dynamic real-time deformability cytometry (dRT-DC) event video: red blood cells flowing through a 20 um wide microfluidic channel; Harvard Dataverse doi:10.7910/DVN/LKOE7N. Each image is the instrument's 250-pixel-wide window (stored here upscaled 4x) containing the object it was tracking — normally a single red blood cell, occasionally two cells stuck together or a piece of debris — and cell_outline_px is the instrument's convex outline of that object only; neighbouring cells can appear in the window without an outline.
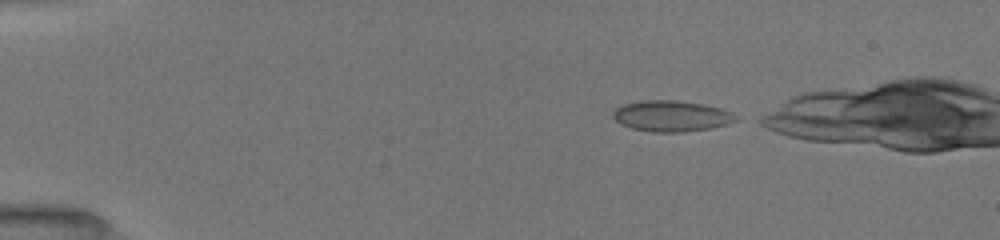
{"species": "common noctule bat (a hibernating species)", "species_latin": "Nyctalus noctula", "temperature_condition": "room temperature", "stored_images_in_passage": 69, "camera_frame_rate_fps": 3000, "um_per_image_px": 0.085, "animal": {"sex": "female", "body_mass_g": 19.5, "forearm_length_mm": 54.1}, "frame": {"image": 1, "passage_image": 1, "time_ms": 0.0, "image_size_px": [1000, 240], "cell_outline_px": [[740, 120], [728, 124], [712, 128], [684, 132], [652, 132], [632, 128], [620, 124], [612, 116], [612, 112], [616, 108], [624, 104], [640, 100], [676, 100], [704, 104], [720, 108], [732, 112]], "centroid_in_image_um": [57.09, 9.86], "position_along_channel_um": 27.9, "area_um2": 22.37}}
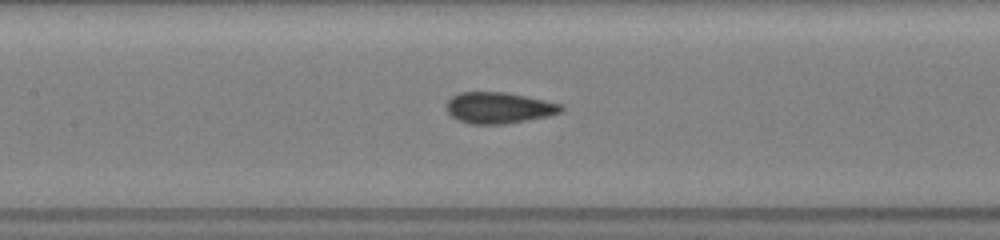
{"frame": {"image": 2, "passage_image": 35, "time_ms": 5.333, "image_size_px": [1000, 240], "cell_outline_px": [[564, 108], [560, 112], [548, 116], [504, 124], [472, 124], [460, 120], [452, 116], [444, 108], [444, 104], [452, 96], [460, 92], [504, 92], [564, 104]], "centroid_in_image_um": [42.38, 9.16], "position_along_channel_um": 165.0, "area_um2": 20.81}}
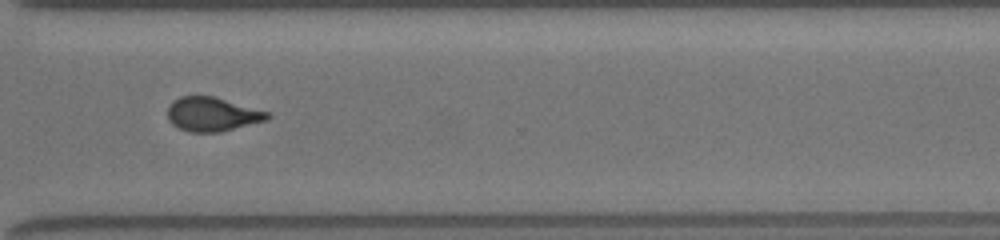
{"frame": {"image": 3, "passage_image": 68, "time_ms": 10.0, "image_size_px": [1000, 240], "cell_outline_px": [[272, 116], [268, 120], [220, 132], [192, 132], [180, 128], [172, 124], [168, 120], [168, 108], [180, 96], [212, 96], [272, 112]], "centroid_in_image_um": [18.11, 9.72], "position_along_channel_um": 352.5, "area_um2": 19.77}}